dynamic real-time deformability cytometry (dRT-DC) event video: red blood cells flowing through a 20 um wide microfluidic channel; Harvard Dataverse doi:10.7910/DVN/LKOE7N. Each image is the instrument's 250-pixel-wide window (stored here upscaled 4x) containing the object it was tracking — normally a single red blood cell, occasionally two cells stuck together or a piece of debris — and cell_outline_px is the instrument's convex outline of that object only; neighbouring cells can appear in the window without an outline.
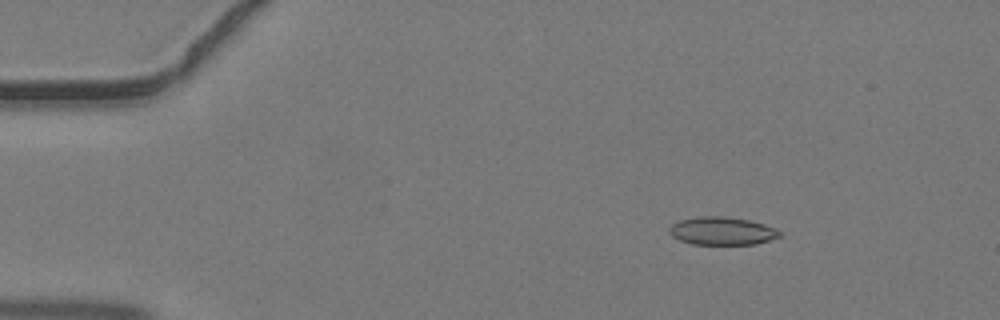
{"species": "common noctule bat (a hibernating species)", "species_latin": "Nyctalus noctula", "temperature_condition": "warm", "stored_images_in_passage": 44, "camera_frame_rate_fps": 3000, "um_per_image_px": 0.085, "animal": {"sex": "male", "body_mass_g": 19.2, "forearm_length_mm": 51.8}, "frame": {"image": 1, "passage_image": 6, "time_ms": 1.667, "image_size_px": [1000, 320], "cell_outline_px": [[780, 236], [756, 244], [692, 244], [680, 240], [672, 236], [668, 232], [668, 228], [672, 224], [680, 220], [700, 216], [724, 216], [748, 220], [764, 224], [776, 228], [780, 232]], "centroid_in_image_um": [61.34, 19.63], "position_along_channel_um": 23.7, "area_um2": 17.92}}
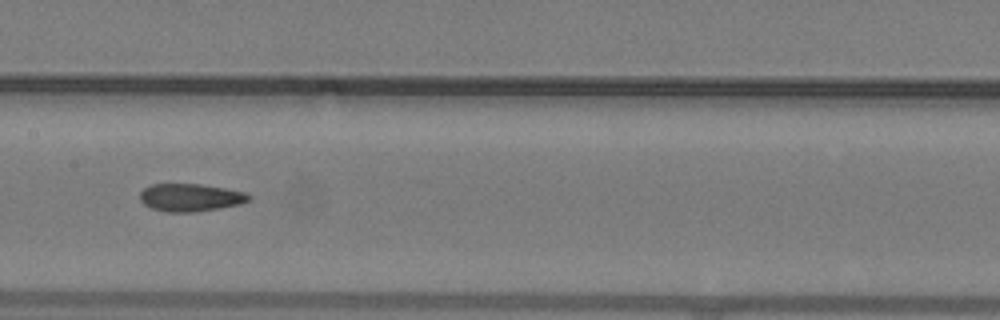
{"frame": {"image": 2, "passage_image": 22, "time_ms": 7.0, "image_size_px": [1000, 320], "cell_outline_px": [[252, 200], [240, 204], [220, 208], [196, 212], [168, 212], [152, 208], [144, 204], [140, 200], [140, 192], [144, 188], [152, 184], [200, 184], [248, 192], [252, 196]], "centroid_in_image_um": [16.23, 16.79], "position_along_channel_um": 191.2, "area_um2": 17.74}}
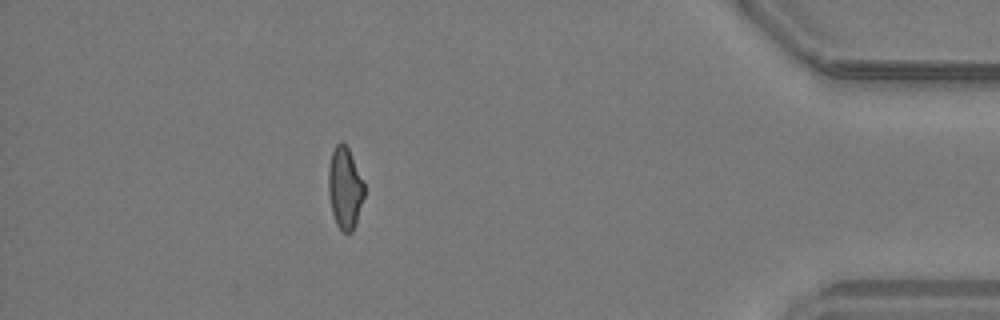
{"frame": {"image": 3, "passage_image": 39, "time_ms": 12.667, "image_size_px": [1000, 320], "cell_outline_px": [[364, 196], [356, 224], [352, 232], [340, 232], [336, 224], [332, 212], [328, 196], [328, 168], [332, 152], [336, 144], [340, 140], [348, 148], [364, 180]], "centroid_in_image_um": [29.31, 16.0], "position_along_channel_um": 405.9, "area_um2": 17.34}}